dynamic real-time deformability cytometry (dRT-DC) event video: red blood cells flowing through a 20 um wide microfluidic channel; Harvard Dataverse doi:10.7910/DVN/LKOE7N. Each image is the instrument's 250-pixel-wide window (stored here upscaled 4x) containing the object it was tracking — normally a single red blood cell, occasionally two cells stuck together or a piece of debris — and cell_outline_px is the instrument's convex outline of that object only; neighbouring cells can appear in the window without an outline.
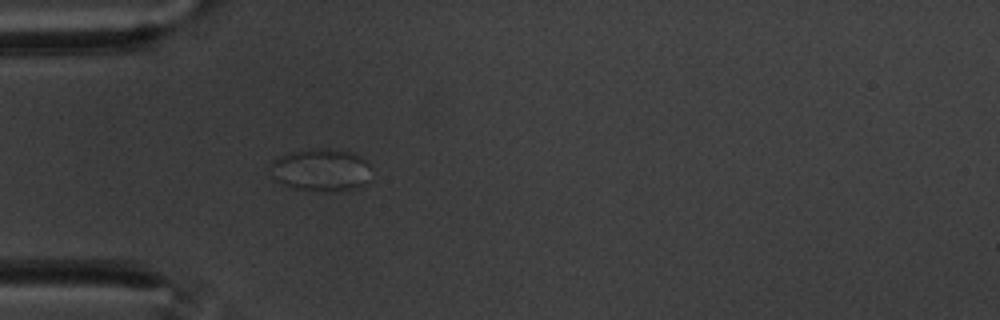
{"species": "common noctule bat (a hibernating species)", "species_latin": "Nyctalus noctula", "temperature_condition": "warm", "stored_images_in_passage": 25, "segment_of_instrument_passage": [1, 2], "camera_frame_rate_fps": 3000, "um_per_image_px": 0.085, "animal": {"sex": "male", "body_mass_g": 20.1, "forearm_length_mm": 53.5}, "frame": {"image": 1, "passage_image": 1, "time_ms": 0.0, "image_size_px": [1000, 320], "cell_outline_px": [[368, 180], [356, 188], [328, 192], [324, 192], [296, 188], [280, 184], [272, 180], [272, 160], [288, 152], [316, 148], [328, 148], [352, 152], [360, 156], [368, 164]], "centroid_in_image_um": [27.23, 14.44], "position_along_channel_um": 57.8, "area_um2": 25.03}}
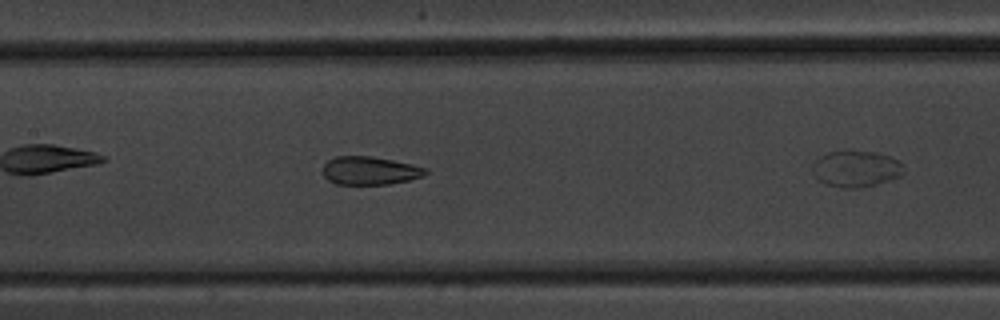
{"frame": {"image": 2, "passage_image": 8, "time_ms": 2.333, "image_size_px": [1000, 320], "cell_outline_px": [[428, 172], [424, 176], [408, 180], [388, 184], [336, 184], [328, 180], [324, 176], [324, 164], [328, 160], [336, 156], [368, 156], [392, 160], [412, 164], [428, 168]], "centroid_in_image_um": [31.45, 14.5], "position_along_channel_um": 175.9, "area_um2": 16.82}}
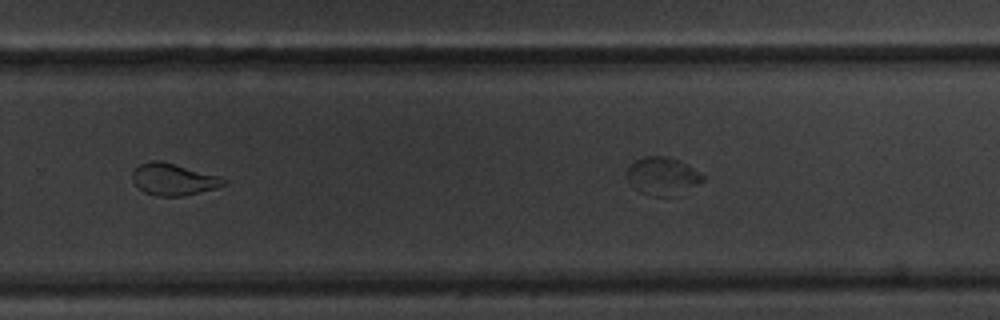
{"frame": {"image": 3, "passage_image": 20, "time_ms": 6.333, "image_size_px": [1000, 320], "cell_outline_px": [[228, 184], [216, 188], [184, 196], [156, 196], [144, 192], [132, 180], [132, 172], [140, 164], [152, 160], [160, 160], [220, 176], [228, 180]], "centroid_in_image_um": [14.77, 15.25], "position_along_channel_um": 315.0, "area_um2": 16.99}}